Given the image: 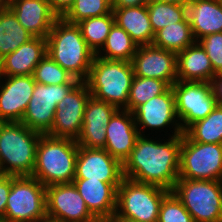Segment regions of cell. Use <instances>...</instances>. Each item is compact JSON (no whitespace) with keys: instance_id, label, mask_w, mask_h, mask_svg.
Returning <instances> with one entry per match:
<instances>
[{"instance_id":"obj_20","label":"cell","mask_w":222,"mask_h":222,"mask_svg":"<svg viewBox=\"0 0 222 222\" xmlns=\"http://www.w3.org/2000/svg\"><path fill=\"white\" fill-rule=\"evenodd\" d=\"M7 7L34 37L47 38L59 17L51 9L48 0H8Z\"/></svg>"},{"instance_id":"obj_10","label":"cell","mask_w":222,"mask_h":222,"mask_svg":"<svg viewBox=\"0 0 222 222\" xmlns=\"http://www.w3.org/2000/svg\"><path fill=\"white\" fill-rule=\"evenodd\" d=\"M171 87L183 132L194 122L206 118L217 106L210 82L177 80Z\"/></svg>"},{"instance_id":"obj_14","label":"cell","mask_w":222,"mask_h":222,"mask_svg":"<svg viewBox=\"0 0 222 222\" xmlns=\"http://www.w3.org/2000/svg\"><path fill=\"white\" fill-rule=\"evenodd\" d=\"M91 93L85 81H80L57 104L54 121L47 135L77 140L83 127V115Z\"/></svg>"},{"instance_id":"obj_32","label":"cell","mask_w":222,"mask_h":222,"mask_svg":"<svg viewBox=\"0 0 222 222\" xmlns=\"http://www.w3.org/2000/svg\"><path fill=\"white\" fill-rule=\"evenodd\" d=\"M147 10L154 34L168 25L183 21L187 17V6L164 3L156 0L148 2Z\"/></svg>"},{"instance_id":"obj_22","label":"cell","mask_w":222,"mask_h":222,"mask_svg":"<svg viewBox=\"0 0 222 222\" xmlns=\"http://www.w3.org/2000/svg\"><path fill=\"white\" fill-rule=\"evenodd\" d=\"M46 55V38L33 37L0 59V76L33 75L35 67Z\"/></svg>"},{"instance_id":"obj_30","label":"cell","mask_w":222,"mask_h":222,"mask_svg":"<svg viewBox=\"0 0 222 222\" xmlns=\"http://www.w3.org/2000/svg\"><path fill=\"white\" fill-rule=\"evenodd\" d=\"M115 23L113 12L91 17L77 23L88 47L96 54L104 45L110 30Z\"/></svg>"},{"instance_id":"obj_2","label":"cell","mask_w":222,"mask_h":222,"mask_svg":"<svg viewBox=\"0 0 222 222\" xmlns=\"http://www.w3.org/2000/svg\"><path fill=\"white\" fill-rule=\"evenodd\" d=\"M47 54L79 81H86L95 53L88 47L77 24L58 17L47 38Z\"/></svg>"},{"instance_id":"obj_16","label":"cell","mask_w":222,"mask_h":222,"mask_svg":"<svg viewBox=\"0 0 222 222\" xmlns=\"http://www.w3.org/2000/svg\"><path fill=\"white\" fill-rule=\"evenodd\" d=\"M177 53L152 44L138 46L131 64L135 76L156 78L172 86L177 81Z\"/></svg>"},{"instance_id":"obj_43","label":"cell","mask_w":222,"mask_h":222,"mask_svg":"<svg viewBox=\"0 0 222 222\" xmlns=\"http://www.w3.org/2000/svg\"><path fill=\"white\" fill-rule=\"evenodd\" d=\"M8 0H0V10L7 7Z\"/></svg>"},{"instance_id":"obj_26","label":"cell","mask_w":222,"mask_h":222,"mask_svg":"<svg viewBox=\"0 0 222 222\" xmlns=\"http://www.w3.org/2000/svg\"><path fill=\"white\" fill-rule=\"evenodd\" d=\"M33 37L8 7L0 10V59Z\"/></svg>"},{"instance_id":"obj_35","label":"cell","mask_w":222,"mask_h":222,"mask_svg":"<svg viewBox=\"0 0 222 222\" xmlns=\"http://www.w3.org/2000/svg\"><path fill=\"white\" fill-rule=\"evenodd\" d=\"M157 222H195L182 202L170 191L162 200Z\"/></svg>"},{"instance_id":"obj_3","label":"cell","mask_w":222,"mask_h":222,"mask_svg":"<svg viewBox=\"0 0 222 222\" xmlns=\"http://www.w3.org/2000/svg\"><path fill=\"white\" fill-rule=\"evenodd\" d=\"M79 145L70 138L41 134L32 177L45 187L52 184L72 183L75 178Z\"/></svg>"},{"instance_id":"obj_33","label":"cell","mask_w":222,"mask_h":222,"mask_svg":"<svg viewBox=\"0 0 222 222\" xmlns=\"http://www.w3.org/2000/svg\"><path fill=\"white\" fill-rule=\"evenodd\" d=\"M112 3L113 0H75L62 17L67 22L77 24L84 19L109 14Z\"/></svg>"},{"instance_id":"obj_4","label":"cell","mask_w":222,"mask_h":222,"mask_svg":"<svg viewBox=\"0 0 222 222\" xmlns=\"http://www.w3.org/2000/svg\"><path fill=\"white\" fill-rule=\"evenodd\" d=\"M40 137L22 122H0V173L31 176Z\"/></svg>"},{"instance_id":"obj_38","label":"cell","mask_w":222,"mask_h":222,"mask_svg":"<svg viewBox=\"0 0 222 222\" xmlns=\"http://www.w3.org/2000/svg\"><path fill=\"white\" fill-rule=\"evenodd\" d=\"M51 9L59 16L62 17L67 10L73 5L75 0H48Z\"/></svg>"},{"instance_id":"obj_27","label":"cell","mask_w":222,"mask_h":222,"mask_svg":"<svg viewBox=\"0 0 222 222\" xmlns=\"http://www.w3.org/2000/svg\"><path fill=\"white\" fill-rule=\"evenodd\" d=\"M196 42L188 17L158 30L152 45L178 53Z\"/></svg>"},{"instance_id":"obj_23","label":"cell","mask_w":222,"mask_h":222,"mask_svg":"<svg viewBox=\"0 0 222 222\" xmlns=\"http://www.w3.org/2000/svg\"><path fill=\"white\" fill-rule=\"evenodd\" d=\"M187 17L196 42L210 34L222 32V0H192Z\"/></svg>"},{"instance_id":"obj_1","label":"cell","mask_w":222,"mask_h":222,"mask_svg":"<svg viewBox=\"0 0 222 222\" xmlns=\"http://www.w3.org/2000/svg\"><path fill=\"white\" fill-rule=\"evenodd\" d=\"M140 135L123 163V175L131 180L172 191L179 178L182 134L166 139ZM165 138V140H164ZM164 141V142H163Z\"/></svg>"},{"instance_id":"obj_31","label":"cell","mask_w":222,"mask_h":222,"mask_svg":"<svg viewBox=\"0 0 222 222\" xmlns=\"http://www.w3.org/2000/svg\"><path fill=\"white\" fill-rule=\"evenodd\" d=\"M170 87L166 81L160 79L134 76L129 91L127 110L132 112L137 106L165 93Z\"/></svg>"},{"instance_id":"obj_34","label":"cell","mask_w":222,"mask_h":222,"mask_svg":"<svg viewBox=\"0 0 222 222\" xmlns=\"http://www.w3.org/2000/svg\"><path fill=\"white\" fill-rule=\"evenodd\" d=\"M33 78L36 83L44 85H59L79 83L71 74L64 70L48 54L35 67Z\"/></svg>"},{"instance_id":"obj_12","label":"cell","mask_w":222,"mask_h":222,"mask_svg":"<svg viewBox=\"0 0 222 222\" xmlns=\"http://www.w3.org/2000/svg\"><path fill=\"white\" fill-rule=\"evenodd\" d=\"M46 215L59 222H98L73 183L46 186Z\"/></svg>"},{"instance_id":"obj_41","label":"cell","mask_w":222,"mask_h":222,"mask_svg":"<svg viewBox=\"0 0 222 222\" xmlns=\"http://www.w3.org/2000/svg\"><path fill=\"white\" fill-rule=\"evenodd\" d=\"M159 2H164V3H172V4H177V5H183V6H188V4L192 0H156Z\"/></svg>"},{"instance_id":"obj_15","label":"cell","mask_w":222,"mask_h":222,"mask_svg":"<svg viewBox=\"0 0 222 222\" xmlns=\"http://www.w3.org/2000/svg\"><path fill=\"white\" fill-rule=\"evenodd\" d=\"M123 178V164L104 148L79 146L74 179L100 180L109 184H121Z\"/></svg>"},{"instance_id":"obj_40","label":"cell","mask_w":222,"mask_h":222,"mask_svg":"<svg viewBox=\"0 0 222 222\" xmlns=\"http://www.w3.org/2000/svg\"><path fill=\"white\" fill-rule=\"evenodd\" d=\"M150 0H113L112 8H127L147 5Z\"/></svg>"},{"instance_id":"obj_28","label":"cell","mask_w":222,"mask_h":222,"mask_svg":"<svg viewBox=\"0 0 222 222\" xmlns=\"http://www.w3.org/2000/svg\"><path fill=\"white\" fill-rule=\"evenodd\" d=\"M137 47L131 36L114 23L104 45L95 55L108 60L131 62Z\"/></svg>"},{"instance_id":"obj_46","label":"cell","mask_w":222,"mask_h":222,"mask_svg":"<svg viewBox=\"0 0 222 222\" xmlns=\"http://www.w3.org/2000/svg\"><path fill=\"white\" fill-rule=\"evenodd\" d=\"M48 222H59V221L48 220Z\"/></svg>"},{"instance_id":"obj_6","label":"cell","mask_w":222,"mask_h":222,"mask_svg":"<svg viewBox=\"0 0 222 222\" xmlns=\"http://www.w3.org/2000/svg\"><path fill=\"white\" fill-rule=\"evenodd\" d=\"M169 192L162 187L124 177L117 189L116 210L113 218L157 222L161 202Z\"/></svg>"},{"instance_id":"obj_36","label":"cell","mask_w":222,"mask_h":222,"mask_svg":"<svg viewBox=\"0 0 222 222\" xmlns=\"http://www.w3.org/2000/svg\"><path fill=\"white\" fill-rule=\"evenodd\" d=\"M197 42L206 51L215 74L222 73V32L207 35Z\"/></svg>"},{"instance_id":"obj_24","label":"cell","mask_w":222,"mask_h":222,"mask_svg":"<svg viewBox=\"0 0 222 222\" xmlns=\"http://www.w3.org/2000/svg\"><path fill=\"white\" fill-rule=\"evenodd\" d=\"M177 80L210 82L216 75L206 51L198 42L177 53Z\"/></svg>"},{"instance_id":"obj_11","label":"cell","mask_w":222,"mask_h":222,"mask_svg":"<svg viewBox=\"0 0 222 222\" xmlns=\"http://www.w3.org/2000/svg\"><path fill=\"white\" fill-rule=\"evenodd\" d=\"M77 84L44 85L35 83L32 97L21 122L33 131L47 134L53 126L57 104Z\"/></svg>"},{"instance_id":"obj_21","label":"cell","mask_w":222,"mask_h":222,"mask_svg":"<svg viewBox=\"0 0 222 222\" xmlns=\"http://www.w3.org/2000/svg\"><path fill=\"white\" fill-rule=\"evenodd\" d=\"M72 183L85 200L87 208L98 220L113 218L120 184L90 179H74Z\"/></svg>"},{"instance_id":"obj_25","label":"cell","mask_w":222,"mask_h":222,"mask_svg":"<svg viewBox=\"0 0 222 222\" xmlns=\"http://www.w3.org/2000/svg\"><path fill=\"white\" fill-rule=\"evenodd\" d=\"M115 23L124 29L138 45H150L154 31L149 20L147 6L112 8Z\"/></svg>"},{"instance_id":"obj_9","label":"cell","mask_w":222,"mask_h":222,"mask_svg":"<svg viewBox=\"0 0 222 222\" xmlns=\"http://www.w3.org/2000/svg\"><path fill=\"white\" fill-rule=\"evenodd\" d=\"M179 178L222 181V144L195 142L183 133Z\"/></svg>"},{"instance_id":"obj_13","label":"cell","mask_w":222,"mask_h":222,"mask_svg":"<svg viewBox=\"0 0 222 222\" xmlns=\"http://www.w3.org/2000/svg\"><path fill=\"white\" fill-rule=\"evenodd\" d=\"M139 134L145 136V130L156 132L165 127L173 128L171 137L184 132L176 115L175 97L170 87L165 93L151 98L132 111ZM172 127V128H171ZM153 129V130H152ZM144 130V131H143Z\"/></svg>"},{"instance_id":"obj_19","label":"cell","mask_w":222,"mask_h":222,"mask_svg":"<svg viewBox=\"0 0 222 222\" xmlns=\"http://www.w3.org/2000/svg\"><path fill=\"white\" fill-rule=\"evenodd\" d=\"M118 110L108 102L89 97L83 115V127L76 142L86 148H104L106 143V126Z\"/></svg>"},{"instance_id":"obj_8","label":"cell","mask_w":222,"mask_h":222,"mask_svg":"<svg viewBox=\"0 0 222 222\" xmlns=\"http://www.w3.org/2000/svg\"><path fill=\"white\" fill-rule=\"evenodd\" d=\"M3 220L46 222V187L32 176L11 175V189Z\"/></svg>"},{"instance_id":"obj_5","label":"cell","mask_w":222,"mask_h":222,"mask_svg":"<svg viewBox=\"0 0 222 222\" xmlns=\"http://www.w3.org/2000/svg\"><path fill=\"white\" fill-rule=\"evenodd\" d=\"M134 76L131 62L108 60L95 55L85 82L94 98L127 110Z\"/></svg>"},{"instance_id":"obj_42","label":"cell","mask_w":222,"mask_h":222,"mask_svg":"<svg viewBox=\"0 0 222 222\" xmlns=\"http://www.w3.org/2000/svg\"><path fill=\"white\" fill-rule=\"evenodd\" d=\"M116 222H140L133 219H127V218H113Z\"/></svg>"},{"instance_id":"obj_17","label":"cell","mask_w":222,"mask_h":222,"mask_svg":"<svg viewBox=\"0 0 222 222\" xmlns=\"http://www.w3.org/2000/svg\"><path fill=\"white\" fill-rule=\"evenodd\" d=\"M35 83L33 75L0 76V122H21Z\"/></svg>"},{"instance_id":"obj_18","label":"cell","mask_w":222,"mask_h":222,"mask_svg":"<svg viewBox=\"0 0 222 222\" xmlns=\"http://www.w3.org/2000/svg\"><path fill=\"white\" fill-rule=\"evenodd\" d=\"M139 136L132 112L118 109L106 126L104 149L123 164L129 157Z\"/></svg>"},{"instance_id":"obj_44","label":"cell","mask_w":222,"mask_h":222,"mask_svg":"<svg viewBox=\"0 0 222 222\" xmlns=\"http://www.w3.org/2000/svg\"><path fill=\"white\" fill-rule=\"evenodd\" d=\"M98 222H116L113 218L99 219Z\"/></svg>"},{"instance_id":"obj_29","label":"cell","mask_w":222,"mask_h":222,"mask_svg":"<svg viewBox=\"0 0 222 222\" xmlns=\"http://www.w3.org/2000/svg\"><path fill=\"white\" fill-rule=\"evenodd\" d=\"M184 133L195 142L222 144V106L217 105L206 118L191 124Z\"/></svg>"},{"instance_id":"obj_39","label":"cell","mask_w":222,"mask_h":222,"mask_svg":"<svg viewBox=\"0 0 222 222\" xmlns=\"http://www.w3.org/2000/svg\"><path fill=\"white\" fill-rule=\"evenodd\" d=\"M217 105L222 106V73L216 74L210 81Z\"/></svg>"},{"instance_id":"obj_37","label":"cell","mask_w":222,"mask_h":222,"mask_svg":"<svg viewBox=\"0 0 222 222\" xmlns=\"http://www.w3.org/2000/svg\"><path fill=\"white\" fill-rule=\"evenodd\" d=\"M11 189V175L0 173V219L5 215L7 198Z\"/></svg>"},{"instance_id":"obj_7","label":"cell","mask_w":222,"mask_h":222,"mask_svg":"<svg viewBox=\"0 0 222 222\" xmlns=\"http://www.w3.org/2000/svg\"><path fill=\"white\" fill-rule=\"evenodd\" d=\"M172 192L195 222H222V181L178 178Z\"/></svg>"},{"instance_id":"obj_45","label":"cell","mask_w":222,"mask_h":222,"mask_svg":"<svg viewBox=\"0 0 222 222\" xmlns=\"http://www.w3.org/2000/svg\"><path fill=\"white\" fill-rule=\"evenodd\" d=\"M0 222H7L6 220L0 219Z\"/></svg>"}]
</instances>
